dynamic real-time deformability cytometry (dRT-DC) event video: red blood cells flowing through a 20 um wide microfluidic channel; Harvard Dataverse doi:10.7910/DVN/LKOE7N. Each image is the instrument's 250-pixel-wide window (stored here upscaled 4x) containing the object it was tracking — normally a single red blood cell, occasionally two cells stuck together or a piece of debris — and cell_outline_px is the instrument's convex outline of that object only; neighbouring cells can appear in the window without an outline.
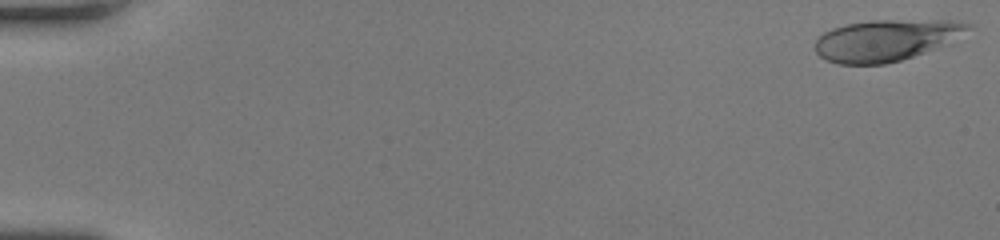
{"species": "human", "species_latin": "Homo sapiens", "temperature_condition": "room temperature", "stored_images_in_passage": 47, "camera_frame_rate_fps": 3000, "um_per_image_px": 0.085, "donor": {"sex": "female"}, "frame": {"image": 1, "passage_image": 1, "time_ms": 0.0, "image_size_px": [1000, 240], "cell_outline_px": [[976, 28], [948, 44], [900, 60], [884, 64], [840, 64], [828, 60], [820, 56], [816, 52], [816, 40], [824, 32], [832, 28], [848, 24], [868, 20], [956, 20], [972, 24]], "centroid_in_image_um": [75.41, 3.4], "position_along_channel_um": 9.6, "area_um2": 37.11}}
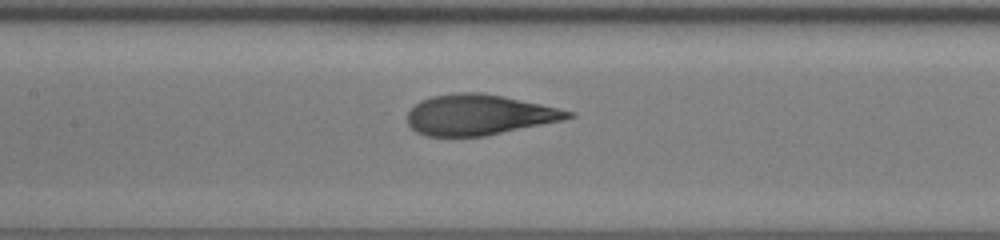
{"frame": {"image": 2, "passage_image": 25, "time_ms": 8.0, "image_size_px": [1000, 240], "cell_outline_px": [[576, 116], [564, 120], [484, 136], [424, 136], [416, 132], [408, 124], [408, 112], [420, 100], [432, 96], [456, 92], [480, 92], [540, 104], [576, 112]], "centroid_in_image_um": [40.72, 9.76], "position_along_channel_um": 166.7, "area_um2": 37.8}}
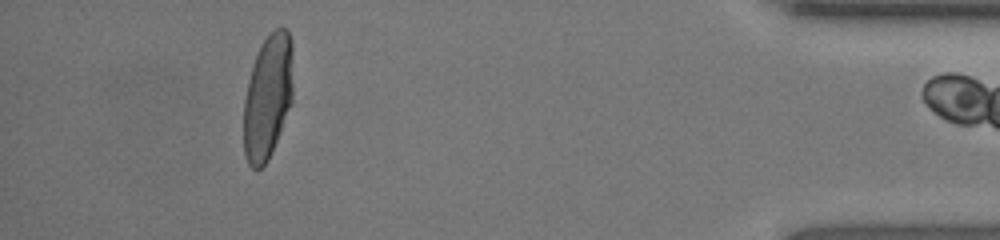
{"frame": {"image": 3, "passage_image": 46, "time_ms": 15.0, "image_size_px": [1000, 240], "cell_outline_px": [[292, 100], [268, 160], [260, 168], [252, 168], [248, 164], [244, 156], [244, 100], [248, 80], [260, 44], [276, 28], [284, 28], [288, 32], [292, 40]], "centroid_in_image_um": [22.75, 8.22], "position_along_channel_um": 412.5, "area_um2": 35.49}}